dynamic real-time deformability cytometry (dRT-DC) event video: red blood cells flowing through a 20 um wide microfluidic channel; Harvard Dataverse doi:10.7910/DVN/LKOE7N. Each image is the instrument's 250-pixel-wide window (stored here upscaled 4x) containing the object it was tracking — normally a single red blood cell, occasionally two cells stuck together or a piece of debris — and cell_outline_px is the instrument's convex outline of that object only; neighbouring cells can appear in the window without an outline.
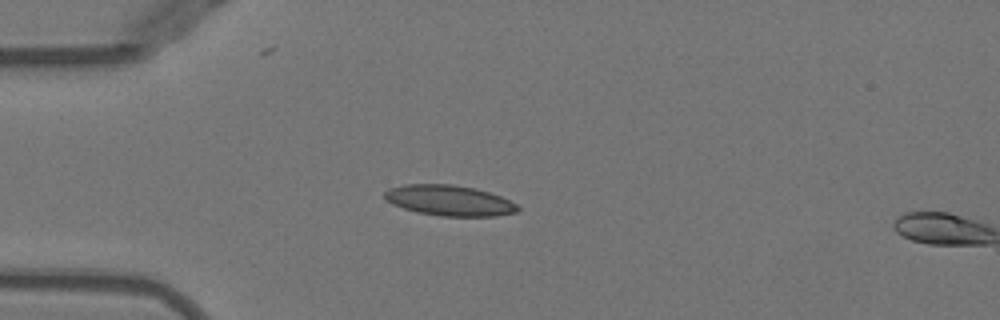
{"species": "Egyptian fruit bat (a non-hibernating species)", "species_latin": "Rousettus aegyptiacus", "temperature_condition": "warm", "stored_images_in_passage": 2, "camera_frame_rate_fps": 3000, "um_per_image_px": 0.085, "animal": {"sex": "female"}, "frame": {"image": 1, "passage_image": 1, "time_ms": 0.0, "image_size_px": [1000, 320], "cell_outline_px": [[520, 208], [516, 212], [496, 216], [440, 216], [416, 212], [392, 204], [384, 200], [384, 192], [388, 188], [404, 184], [452, 184], [476, 188], [500, 196], [516, 204]], "centroid_in_image_um": [38.14, 17.03], "position_along_channel_um": 46.9, "area_um2": 23.81}}